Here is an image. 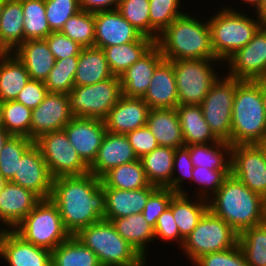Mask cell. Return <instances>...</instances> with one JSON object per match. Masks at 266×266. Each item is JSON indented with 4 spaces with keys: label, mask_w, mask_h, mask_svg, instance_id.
I'll return each mask as SVG.
<instances>
[{
    "label": "cell",
    "mask_w": 266,
    "mask_h": 266,
    "mask_svg": "<svg viewBox=\"0 0 266 266\" xmlns=\"http://www.w3.org/2000/svg\"><path fill=\"white\" fill-rule=\"evenodd\" d=\"M50 199L57 205L63 225L70 235L105 219L106 204L102 181L90 172L53 179Z\"/></svg>",
    "instance_id": "6da1fadb"
},
{
    "label": "cell",
    "mask_w": 266,
    "mask_h": 266,
    "mask_svg": "<svg viewBox=\"0 0 266 266\" xmlns=\"http://www.w3.org/2000/svg\"><path fill=\"white\" fill-rule=\"evenodd\" d=\"M195 17L186 12L159 34L155 44L165 60L216 59L208 20Z\"/></svg>",
    "instance_id": "7a4b0ae2"
},
{
    "label": "cell",
    "mask_w": 266,
    "mask_h": 266,
    "mask_svg": "<svg viewBox=\"0 0 266 266\" xmlns=\"http://www.w3.org/2000/svg\"><path fill=\"white\" fill-rule=\"evenodd\" d=\"M208 209L230 225L238 235L263 221L262 195L251 191L230 174L209 198Z\"/></svg>",
    "instance_id": "3957f363"
},
{
    "label": "cell",
    "mask_w": 266,
    "mask_h": 266,
    "mask_svg": "<svg viewBox=\"0 0 266 266\" xmlns=\"http://www.w3.org/2000/svg\"><path fill=\"white\" fill-rule=\"evenodd\" d=\"M265 135L262 81H239L232 108L231 145L261 144Z\"/></svg>",
    "instance_id": "277c9868"
},
{
    "label": "cell",
    "mask_w": 266,
    "mask_h": 266,
    "mask_svg": "<svg viewBox=\"0 0 266 266\" xmlns=\"http://www.w3.org/2000/svg\"><path fill=\"white\" fill-rule=\"evenodd\" d=\"M223 6L214 16L208 18L211 44L215 57L225 62L236 51L244 47L262 26L260 19L243 14L242 10Z\"/></svg>",
    "instance_id": "5b68a950"
},
{
    "label": "cell",
    "mask_w": 266,
    "mask_h": 266,
    "mask_svg": "<svg viewBox=\"0 0 266 266\" xmlns=\"http://www.w3.org/2000/svg\"><path fill=\"white\" fill-rule=\"evenodd\" d=\"M74 236L97 255L101 266H147V260L118 234L111 221L102 219Z\"/></svg>",
    "instance_id": "8992f818"
},
{
    "label": "cell",
    "mask_w": 266,
    "mask_h": 266,
    "mask_svg": "<svg viewBox=\"0 0 266 266\" xmlns=\"http://www.w3.org/2000/svg\"><path fill=\"white\" fill-rule=\"evenodd\" d=\"M13 231L26 242L50 251L71 236L63 225L57 205L50 198L41 199Z\"/></svg>",
    "instance_id": "52a82bcc"
},
{
    "label": "cell",
    "mask_w": 266,
    "mask_h": 266,
    "mask_svg": "<svg viewBox=\"0 0 266 266\" xmlns=\"http://www.w3.org/2000/svg\"><path fill=\"white\" fill-rule=\"evenodd\" d=\"M238 233L209 209L181 247L191 264L200 256L227 250L238 244Z\"/></svg>",
    "instance_id": "ba28073f"
},
{
    "label": "cell",
    "mask_w": 266,
    "mask_h": 266,
    "mask_svg": "<svg viewBox=\"0 0 266 266\" xmlns=\"http://www.w3.org/2000/svg\"><path fill=\"white\" fill-rule=\"evenodd\" d=\"M174 74L178 90L179 105H200L210 87L220 75L214 63L217 59H186L174 60Z\"/></svg>",
    "instance_id": "9c48e42d"
},
{
    "label": "cell",
    "mask_w": 266,
    "mask_h": 266,
    "mask_svg": "<svg viewBox=\"0 0 266 266\" xmlns=\"http://www.w3.org/2000/svg\"><path fill=\"white\" fill-rule=\"evenodd\" d=\"M74 117L105 120L122 97L120 77L112 76L93 85L74 86L68 94Z\"/></svg>",
    "instance_id": "30bf717a"
},
{
    "label": "cell",
    "mask_w": 266,
    "mask_h": 266,
    "mask_svg": "<svg viewBox=\"0 0 266 266\" xmlns=\"http://www.w3.org/2000/svg\"><path fill=\"white\" fill-rule=\"evenodd\" d=\"M238 82L239 80L228 75L220 76L200 104L204 119L213 134L230 144L232 108Z\"/></svg>",
    "instance_id": "8fae6325"
},
{
    "label": "cell",
    "mask_w": 266,
    "mask_h": 266,
    "mask_svg": "<svg viewBox=\"0 0 266 266\" xmlns=\"http://www.w3.org/2000/svg\"><path fill=\"white\" fill-rule=\"evenodd\" d=\"M34 144L41 151L53 179L89 173V167L71 145L64 130L43 134Z\"/></svg>",
    "instance_id": "7c38bea8"
},
{
    "label": "cell",
    "mask_w": 266,
    "mask_h": 266,
    "mask_svg": "<svg viewBox=\"0 0 266 266\" xmlns=\"http://www.w3.org/2000/svg\"><path fill=\"white\" fill-rule=\"evenodd\" d=\"M229 77L239 81H262L266 78V26L262 25L252 39L230 56Z\"/></svg>",
    "instance_id": "4fadbf2b"
},
{
    "label": "cell",
    "mask_w": 266,
    "mask_h": 266,
    "mask_svg": "<svg viewBox=\"0 0 266 266\" xmlns=\"http://www.w3.org/2000/svg\"><path fill=\"white\" fill-rule=\"evenodd\" d=\"M231 174L251 191L266 194V163L262 144L234 145Z\"/></svg>",
    "instance_id": "5bb4252c"
},
{
    "label": "cell",
    "mask_w": 266,
    "mask_h": 266,
    "mask_svg": "<svg viewBox=\"0 0 266 266\" xmlns=\"http://www.w3.org/2000/svg\"><path fill=\"white\" fill-rule=\"evenodd\" d=\"M73 117L68 94L48 92L32 109L30 139L35 141L43 134L63 130Z\"/></svg>",
    "instance_id": "9a60e30c"
},
{
    "label": "cell",
    "mask_w": 266,
    "mask_h": 266,
    "mask_svg": "<svg viewBox=\"0 0 266 266\" xmlns=\"http://www.w3.org/2000/svg\"><path fill=\"white\" fill-rule=\"evenodd\" d=\"M32 191L40 199H49L53 178L39 148L33 144L18 161L17 171L10 181Z\"/></svg>",
    "instance_id": "2e32d148"
},
{
    "label": "cell",
    "mask_w": 266,
    "mask_h": 266,
    "mask_svg": "<svg viewBox=\"0 0 266 266\" xmlns=\"http://www.w3.org/2000/svg\"><path fill=\"white\" fill-rule=\"evenodd\" d=\"M63 130L80 158L89 167L107 132L105 122L100 119L73 117Z\"/></svg>",
    "instance_id": "e0dca14e"
},
{
    "label": "cell",
    "mask_w": 266,
    "mask_h": 266,
    "mask_svg": "<svg viewBox=\"0 0 266 266\" xmlns=\"http://www.w3.org/2000/svg\"><path fill=\"white\" fill-rule=\"evenodd\" d=\"M143 35L115 10L95 13V42L98 48L136 42Z\"/></svg>",
    "instance_id": "ac0fdd59"
},
{
    "label": "cell",
    "mask_w": 266,
    "mask_h": 266,
    "mask_svg": "<svg viewBox=\"0 0 266 266\" xmlns=\"http://www.w3.org/2000/svg\"><path fill=\"white\" fill-rule=\"evenodd\" d=\"M149 105L142 99L122 95L104 120L107 132L124 134L146 125Z\"/></svg>",
    "instance_id": "d6986e66"
},
{
    "label": "cell",
    "mask_w": 266,
    "mask_h": 266,
    "mask_svg": "<svg viewBox=\"0 0 266 266\" xmlns=\"http://www.w3.org/2000/svg\"><path fill=\"white\" fill-rule=\"evenodd\" d=\"M165 60L154 44L141 58L127 68L120 76L122 95L143 98L156 68Z\"/></svg>",
    "instance_id": "ffe728a7"
},
{
    "label": "cell",
    "mask_w": 266,
    "mask_h": 266,
    "mask_svg": "<svg viewBox=\"0 0 266 266\" xmlns=\"http://www.w3.org/2000/svg\"><path fill=\"white\" fill-rule=\"evenodd\" d=\"M0 258L9 266H52L50 250L26 242L10 229L3 235Z\"/></svg>",
    "instance_id": "44dd1931"
},
{
    "label": "cell",
    "mask_w": 266,
    "mask_h": 266,
    "mask_svg": "<svg viewBox=\"0 0 266 266\" xmlns=\"http://www.w3.org/2000/svg\"><path fill=\"white\" fill-rule=\"evenodd\" d=\"M138 160L124 134L106 132L89 172L101 178L110 169Z\"/></svg>",
    "instance_id": "7402d4cb"
},
{
    "label": "cell",
    "mask_w": 266,
    "mask_h": 266,
    "mask_svg": "<svg viewBox=\"0 0 266 266\" xmlns=\"http://www.w3.org/2000/svg\"><path fill=\"white\" fill-rule=\"evenodd\" d=\"M41 199L20 185L7 182L0 192V222L13 230ZM10 227V228H9Z\"/></svg>",
    "instance_id": "603a6c76"
},
{
    "label": "cell",
    "mask_w": 266,
    "mask_h": 266,
    "mask_svg": "<svg viewBox=\"0 0 266 266\" xmlns=\"http://www.w3.org/2000/svg\"><path fill=\"white\" fill-rule=\"evenodd\" d=\"M102 188L105 193V220L111 221L112 219L142 213L147 199L157 186L150 184L148 187L135 190H122L110 187Z\"/></svg>",
    "instance_id": "cb8c5ba5"
},
{
    "label": "cell",
    "mask_w": 266,
    "mask_h": 266,
    "mask_svg": "<svg viewBox=\"0 0 266 266\" xmlns=\"http://www.w3.org/2000/svg\"><path fill=\"white\" fill-rule=\"evenodd\" d=\"M150 109L176 108L178 90L173 63L164 60L154 71L149 88L142 98Z\"/></svg>",
    "instance_id": "d4e9b609"
},
{
    "label": "cell",
    "mask_w": 266,
    "mask_h": 266,
    "mask_svg": "<svg viewBox=\"0 0 266 266\" xmlns=\"http://www.w3.org/2000/svg\"><path fill=\"white\" fill-rule=\"evenodd\" d=\"M13 53L24 64L32 80L45 81L56 62L45 39L24 41Z\"/></svg>",
    "instance_id": "484cf974"
},
{
    "label": "cell",
    "mask_w": 266,
    "mask_h": 266,
    "mask_svg": "<svg viewBox=\"0 0 266 266\" xmlns=\"http://www.w3.org/2000/svg\"><path fill=\"white\" fill-rule=\"evenodd\" d=\"M146 125L159 146L184 147V138L176 108L150 109Z\"/></svg>",
    "instance_id": "4316f807"
},
{
    "label": "cell",
    "mask_w": 266,
    "mask_h": 266,
    "mask_svg": "<svg viewBox=\"0 0 266 266\" xmlns=\"http://www.w3.org/2000/svg\"><path fill=\"white\" fill-rule=\"evenodd\" d=\"M23 8L20 0H4L0 15V48L15 51L24 42Z\"/></svg>",
    "instance_id": "83f0119b"
},
{
    "label": "cell",
    "mask_w": 266,
    "mask_h": 266,
    "mask_svg": "<svg viewBox=\"0 0 266 266\" xmlns=\"http://www.w3.org/2000/svg\"><path fill=\"white\" fill-rule=\"evenodd\" d=\"M112 76L102 48L94 46L81 49L74 77L75 86L93 85Z\"/></svg>",
    "instance_id": "f1b7e54d"
},
{
    "label": "cell",
    "mask_w": 266,
    "mask_h": 266,
    "mask_svg": "<svg viewBox=\"0 0 266 266\" xmlns=\"http://www.w3.org/2000/svg\"><path fill=\"white\" fill-rule=\"evenodd\" d=\"M176 111L185 146L220 141L205 121L200 105H178Z\"/></svg>",
    "instance_id": "f546056e"
},
{
    "label": "cell",
    "mask_w": 266,
    "mask_h": 266,
    "mask_svg": "<svg viewBox=\"0 0 266 266\" xmlns=\"http://www.w3.org/2000/svg\"><path fill=\"white\" fill-rule=\"evenodd\" d=\"M189 197V194L176 193L169 205L180 236L184 240L190 235L208 210V200L199 197L191 199Z\"/></svg>",
    "instance_id": "4dcf8cb0"
},
{
    "label": "cell",
    "mask_w": 266,
    "mask_h": 266,
    "mask_svg": "<svg viewBox=\"0 0 266 266\" xmlns=\"http://www.w3.org/2000/svg\"><path fill=\"white\" fill-rule=\"evenodd\" d=\"M30 80L24 64L13 53H4L0 57V101L15 100Z\"/></svg>",
    "instance_id": "1f68e13d"
},
{
    "label": "cell",
    "mask_w": 266,
    "mask_h": 266,
    "mask_svg": "<svg viewBox=\"0 0 266 266\" xmlns=\"http://www.w3.org/2000/svg\"><path fill=\"white\" fill-rule=\"evenodd\" d=\"M118 234L126 240L145 260L150 242H154V228L148 224L142 213L112 219ZM147 249V250H146Z\"/></svg>",
    "instance_id": "d6a6232c"
},
{
    "label": "cell",
    "mask_w": 266,
    "mask_h": 266,
    "mask_svg": "<svg viewBox=\"0 0 266 266\" xmlns=\"http://www.w3.org/2000/svg\"><path fill=\"white\" fill-rule=\"evenodd\" d=\"M194 167L210 170H231L232 145L226 141L185 146Z\"/></svg>",
    "instance_id": "836d02e7"
},
{
    "label": "cell",
    "mask_w": 266,
    "mask_h": 266,
    "mask_svg": "<svg viewBox=\"0 0 266 266\" xmlns=\"http://www.w3.org/2000/svg\"><path fill=\"white\" fill-rule=\"evenodd\" d=\"M154 44V40L142 36L136 42L104 47L103 51L111 73L120 77L127 68L138 61Z\"/></svg>",
    "instance_id": "e575fe53"
},
{
    "label": "cell",
    "mask_w": 266,
    "mask_h": 266,
    "mask_svg": "<svg viewBox=\"0 0 266 266\" xmlns=\"http://www.w3.org/2000/svg\"><path fill=\"white\" fill-rule=\"evenodd\" d=\"M176 149L158 146L140 158L148 182L157 187H167L171 183Z\"/></svg>",
    "instance_id": "d590c367"
},
{
    "label": "cell",
    "mask_w": 266,
    "mask_h": 266,
    "mask_svg": "<svg viewBox=\"0 0 266 266\" xmlns=\"http://www.w3.org/2000/svg\"><path fill=\"white\" fill-rule=\"evenodd\" d=\"M101 181L102 187L122 190L141 189L150 185L140 159L110 169L101 177Z\"/></svg>",
    "instance_id": "8d00e7d4"
},
{
    "label": "cell",
    "mask_w": 266,
    "mask_h": 266,
    "mask_svg": "<svg viewBox=\"0 0 266 266\" xmlns=\"http://www.w3.org/2000/svg\"><path fill=\"white\" fill-rule=\"evenodd\" d=\"M52 266H101L97 255L74 235L51 251Z\"/></svg>",
    "instance_id": "74e56055"
},
{
    "label": "cell",
    "mask_w": 266,
    "mask_h": 266,
    "mask_svg": "<svg viewBox=\"0 0 266 266\" xmlns=\"http://www.w3.org/2000/svg\"><path fill=\"white\" fill-rule=\"evenodd\" d=\"M32 109L16 100L1 102L0 126L11 136L30 138Z\"/></svg>",
    "instance_id": "f35d334b"
},
{
    "label": "cell",
    "mask_w": 266,
    "mask_h": 266,
    "mask_svg": "<svg viewBox=\"0 0 266 266\" xmlns=\"http://www.w3.org/2000/svg\"><path fill=\"white\" fill-rule=\"evenodd\" d=\"M238 245L249 266H266V223L241 232Z\"/></svg>",
    "instance_id": "ab89813d"
},
{
    "label": "cell",
    "mask_w": 266,
    "mask_h": 266,
    "mask_svg": "<svg viewBox=\"0 0 266 266\" xmlns=\"http://www.w3.org/2000/svg\"><path fill=\"white\" fill-rule=\"evenodd\" d=\"M24 20V41L45 39L51 32L46 19L45 0H20Z\"/></svg>",
    "instance_id": "60d3db41"
},
{
    "label": "cell",
    "mask_w": 266,
    "mask_h": 266,
    "mask_svg": "<svg viewBox=\"0 0 266 266\" xmlns=\"http://www.w3.org/2000/svg\"><path fill=\"white\" fill-rule=\"evenodd\" d=\"M181 0H149L150 38L157 40L159 34L176 18L185 14ZM181 5V7H180Z\"/></svg>",
    "instance_id": "b9f144b4"
},
{
    "label": "cell",
    "mask_w": 266,
    "mask_h": 266,
    "mask_svg": "<svg viewBox=\"0 0 266 266\" xmlns=\"http://www.w3.org/2000/svg\"><path fill=\"white\" fill-rule=\"evenodd\" d=\"M60 32L82 47H94L95 13L81 9L65 22Z\"/></svg>",
    "instance_id": "7bdbcfd3"
},
{
    "label": "cell",
    "mask_w": 266,
    "mask_h": 266,
    "mask_svg": "<svg viewBox=\"0 0 266 266\" xmlns=\"http://www.w3.org/2000/svg\"><path fill=\"white\" fill-rule=\"evenodd\" d=\"M77 65L78 56L56 60L48 78L44 81L48 92L69 94L75 86L74 77Z\"/></svg>",
    "instance_id": "ee69618b"
},
{
    "label": "cell",
    "mask_w": 266,
    "mask_h": 266,
    "mask_svg": "<svg viewBox=\"0 0 266 266\" xmlns=\"http://www.w3.org/2000/svg\"><path fill=\"white\" fill-rule=\"evenodd\" d=\"M33 144L34 141L24 136H11L6 141L0 154V174L7 182L14 178L18 161Z\"/></svg>",
    "instance_id": "f6af8a7d"
},
{
    "label": "cell",
    "mask_w": 266,
    "mask_h": 266,
    "mask_svg": "<svg viewBox=\"0 0 266 266\" xmlns=\"http://www.w3.org/2000/svg\"><path fill=\"white\" fill-rule=\"evenodd\" d=\"M149 0H119L117 10L143 36L150 38Z\"/></svg>",
    "instance_id": "bcb514c9"
},
{
    "label": "cell",
    "mask_w": 266,
    "mask_h": 266,
    "mask_svg": "<svg viewBox=\"0 0 266 266\" xmlns=\"http://www.w3.org/2000/svg\"><path fill=\"white\" fill-rule=\"evenodd\" d=\"M231 174V170H210L203 167H194L192 171V182L198 184L199 189L195 197L205 200L209 198L222 186L225 179Z\"/></svg>",
    "instance_id": "7dc6e473"
},
{
    "label": "cell",
    "mask_w": 266,
    "mask_h": 266,
    "mask_svg": "<svg viewBox=\"0 0 266 266\" xmlns=\"http://www.w3.org/2000/svg\"><path fill=\"white\" fill-rule=\"evenodd\" d=\"M80 10L79 0H45L46 19L53 32L61 31L65 22Z\"/></svg>",
    "instance_id": "c3c4849f"
},
{
    "label": "cell",
    "mask_w": 266,
    "mask_h": 266,
    "mask_svg": "<svg viewBox=\"0 0 266 266\" xmlns=\"http://www.w3.org/2000/svg\"><path fill=\"white\" fill-rule=\"evenodd\" d=\"M194 166L192 165L189 150L184 146L181 148H177L175 151L174 162H173V174L171 183L167 186L170 190L176 193H182L186 195L187 189L185 191L183 184L184 180H190L192 182L193 176L192 171ZM177 170V171H176ZM176 172H179L176 173ZM177 174V175H175Z\"/></svg>",
    "instance_id": "681fc988"
},
{
    "label": "cell",
    "mask_w": 266,
    "mask_h": 266,
    "mask_svg": "<svg viewBox=\"0 0 266 266\" xmlns=\"http://www.w3.org/2000/svg\"><path fill=\"white\" fill-rule=\"evenodd\" d=\"M176 192L167 187H157L147 199L142 215L150 226L155 228L157 219L169 208Z\"/></svg>",
    "instance_id": "f907efd6"
},
{
    "label": "cell",
    "mask_w": 266,
    "mask_h": 266,
    "mask_svg": "<svg viewBox=\"0 0 266 266\" xmlns=\"http://www.w3.org/2000/svg\"><path fill=\"white\" fill-rule=\"evenodd\" d=\"M192 264L194 266H249L238 244L224 251L204 254Z\"/></svg>",
    "instance_id": "816d5d0a"
},
{
    "label": "cell",
    "mask_w": 266,
    "mask_h": 266,
    "mask_svg": "<svg viewBox=\"0 0 266 266\" xmlns=\"http://www.w3.org/2000/svg\"><path fill=\"white\" fill-rule=\"evenodd\" d=\"M45 40L56 60L71 56H79V53L83 48L60 31L51 32Z\"/></svg>",
    "instance_id": "f5cc1de1"
},
{
    "label": "cell",
    "mask_w": 266,
    "mask_h": 266,
    "mask_svg": "<svg viewBox=\"0 0 266 266\" xmlns=\"http://www.w3.org/2000/svg\"><path fill=\"white\" fill-rule=\"evenodd\" d=\"M154 238L155 240L161 239L166 241L178 243L181 248L184 239L180 236L179 229L176 225L174 217L172 215V210L168 208L162 215L157 219L154 228Z\"/></svg>",
    "instance_id": "db71d44e"
},
{
    "label": "cell",
    "mask_w": 266,
    "mask_h": 266,
    "mask_svg": "<svg viewBox=\"0 0 266 266\" xmlns=\"http://www.w3.org/2000/svg\"><path fill=\"white\" fill-rule=\"evenodd\" d=\"M126 136L138 159L159 146L147 125L127 133Z\"/></svg>",
    "instance_id": "11a10c76"
},
{
    "label": "cell",
    "mask_w": 266,
    "mask_h": 266,
    "mask_svg": "<svg viewBox=\"0 0 266 266\" xmlns=\"http://www.w3.org/2000/svg\"><path fill=\"white\" fill-rule=\"evenodd\" d=\"M47 93L44 81L30 79L15 100L34 109L44 100Z\"/></svg>",
    "instance_id": "9f6ffc18"
},
{
    "label": "cell",
    "mask_w": 266,
    "mask_h": 266,
    "mask_svg": "<svg viewBox=\"0 0 266 266\" xmlns=\"http://www.w3.org/2000/svg\"><path fill=\"white\" fill-rule=\"evenodd\" d=\"M118 4L119 0H79L80 8L91 13L115 10Z\"/></svg>",
    "instance_id": "6f0895ef"
},
{
    "label": "cell",
    "mask_w": 266,
    "mask_h": 266,
    "mask_svg": "<svg viewBox=\"0 0 266 266\" xmlns=\"http://www.w3.org/2000/svg\"><path fill=\"white\" fill-rule=\"evenodd\" d=\"M255 12L262 25L266 26V0H262L260 7Z\"/></svg>",
    "instance_id": "680465c9"
},
{
    "label": "cell",
    "mask_w": 266,
    "mask_h": 266,
    "mask_svg": "<svg viewBox=\"0 0 266 266\" xmlns=\"http://www.w3.org/2000/svg\"><path fill=\"white\" fill-rule=\"evenodd\" d=\"M11 137L1 126H0V154L1 150L6 143V141Z\"/></svg>",
    "instance_id": "91938a15"
},
{
    "label": "cell",
    "mask_w": 266,
    "mask_h": 266,
    "mask_svg": "<svg viewBox=\"0 0 266 266\" xmlns=\"http://www.w3.org/2000/svg\"><path fill=\"white\" fill-rule=\"evenodd\" d=\"M244 3L250 4L255 11L260 7L262 0H242Z\"/></svg>",
    "instance_id": "94428289"
},
{
    "label": "cell",
    "mask_w": 266,
    "mask_h": 266,
    "mask_svg": "<svg viewBox=\"0 0 266 266\" xmlns=\"http://www.w3.org/2000/svg\"><path fill=\"white\" fill-rule=\"evenodd\" d=\"M262 101L266 112V82L262 80Z\"/></svg>",
    "instance_id": "6125c7cd"
},
{
    "label": "cell",
    "mask_w": 266,
    "mask_h": 266,
    "mask_svg": "<svg viewBox=\"0 0 266 266\" xmlns=\"http://www.w3.org/2000/svg\"><path fill=\"white\" fill-rule=\"evenodd\" d=\"M262 206H263V221L266 223V194L262 196Z\"/></svg>",
    "instance_id": "be15d7a7"
},
{
    "label": "cell",
    "mask_w": 266,
    "mask_h": 266,
    "mask_svg": "<svg viewBox=\"0 0 266 266\" xmlns=\"http://www.w3.org/2000/svg\"><path fill=\"white\" fill-rule=\"evenodd\" d=\"M6 183L7 181L0 174V192L3 190Z\"/></svg>",
    "instance_id": "e7e4bbea"
},
{
    "label": "cell",
    "mask_w": 266,
    "mask_h": 266,
    "mask_svg": "<svg viewBox=\"0 0 266 266\" xmlns=\"http://www.w3.org/2000/svg\"><path fill=\"white\" fill-rule=\"evenodd\" d=\"M7 231V228H2L0 227V248H1V241H2V238H3V235L4 233Z\"/></svg>",
    "instance_id": "03108f58"
},
{
    "label": "cell",
    "mask_w": 266,
    "mask_h": 266,
    "mask_svg": "<svg viewBox=\"0 0 266 266\" xmlns=\"http://www.w3.org/2000/svg\"><path fill=\"white\" fill-rule=\"evenodd\" d=\"M3 2H4V0H0V15H1L2 7H3Z\"/></svg>",
    "instance_id": "003e7915"
},
{
    "label": "cell",
    "mask_w": 266,
    "mask_h": 266,
    "mask_svg": "<svg viewBox=\"0 0 266 266\" xmlns=\"http://www.w3.org/2000/svg\"><path fill=\"white\" fill-rule=\"evenodd\" d=\"M263 152H264V159H265V163H266V148L263 146Z\"/></svg>",
    "instance_id": "a7ac6f4b"
},
{
    "label": "cell",
    "mask_w": 266,
    "mask_h": 266,
    "mask_svg": "<svg viewBox=\"0 0 266 266\" xmlns=\"http://www.w3.org/2000/svg\"><path fill=\"white\" fill-rule=\"evenodd\" d=\"M261 144L266 148V135H265V138Z\"/></svg>",
    "instance_id": "89a4df30"
},
{
    "label": "cell",
    "mask_w": 266,
    "mask_h": 266,
    "mask_svg": "<svg viewBox=\"0 0 266 266\" xmlns=\"http://www.w3.org/2000/svg\"><path fill=\"white\" fill-rule=\"evenodd\" d=\"M5 52L0 48V57L4 54Z\"/></svg>",
    "instance_id": "2644e50d"
}]
</instances>
